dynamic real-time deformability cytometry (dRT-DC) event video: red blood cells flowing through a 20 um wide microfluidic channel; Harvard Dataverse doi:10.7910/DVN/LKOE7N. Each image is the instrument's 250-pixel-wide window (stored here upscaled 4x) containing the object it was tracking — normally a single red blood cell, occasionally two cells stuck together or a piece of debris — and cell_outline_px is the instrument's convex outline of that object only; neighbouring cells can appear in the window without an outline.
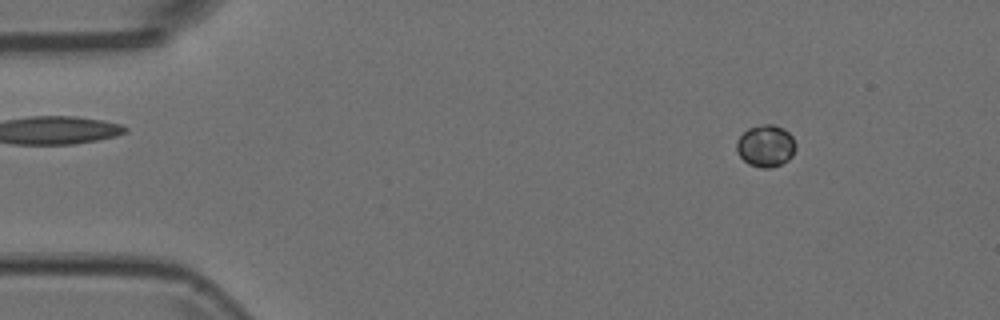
{"species": "Egyptian fruit bat (a non-hibernating species)", "species_latin": "Rousettus aegyptiacus", "temperature_condition": "room temperature", "stored_images_in_passage": 5, "camera_frame_rate_fps": 3000, "um_per_image_px": 0.085, "animal": {"sex": "female"}, "frame": {"image": 1, "passage_image": 2, "time_ms": 0.333, "image_size_px": [1000, 320], "cell_outline_px": [[796, 148], [792, 156], [788, 160], [780, 164], [768, 168], [760, 168], [748, 164], [736, 152], [736, 140], [748, 128], [764, 124], [772, 124], [784, 128], [792, 136], [796, 144]], "centroid_in_image_um": [65.08, 12.4], "position_along_channel_um": 19.9, "area_um2": 14.57}}
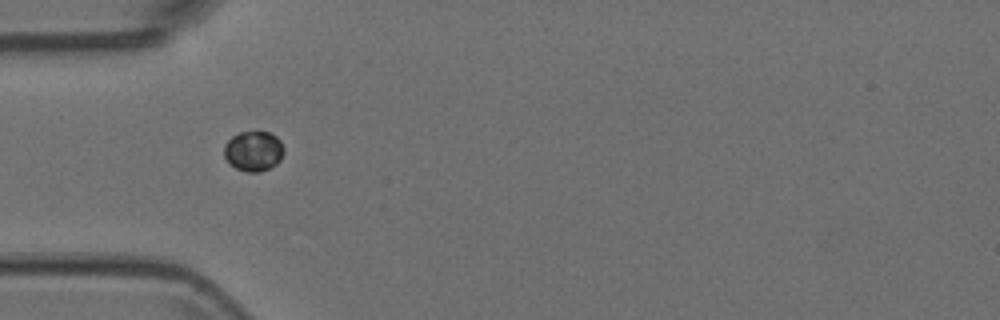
{"frame": {"image": 2, "passage_image": 5, "time_ms": 1.333, "image_size_px": [1000, 320], "cell_outline_px": [[284, 152], [280, 160], [276, 164], [260, 172], [248, 172], [236, 168], [224, 156], [224, 144], [232, 136], [240, 132], [268, 132], [276, 136], [280, 140], [284, 148]], "centroid_in_image_um": [21.56, 12.83], "position_along_channel_um": 63.4, "area_um2": 13.87}}